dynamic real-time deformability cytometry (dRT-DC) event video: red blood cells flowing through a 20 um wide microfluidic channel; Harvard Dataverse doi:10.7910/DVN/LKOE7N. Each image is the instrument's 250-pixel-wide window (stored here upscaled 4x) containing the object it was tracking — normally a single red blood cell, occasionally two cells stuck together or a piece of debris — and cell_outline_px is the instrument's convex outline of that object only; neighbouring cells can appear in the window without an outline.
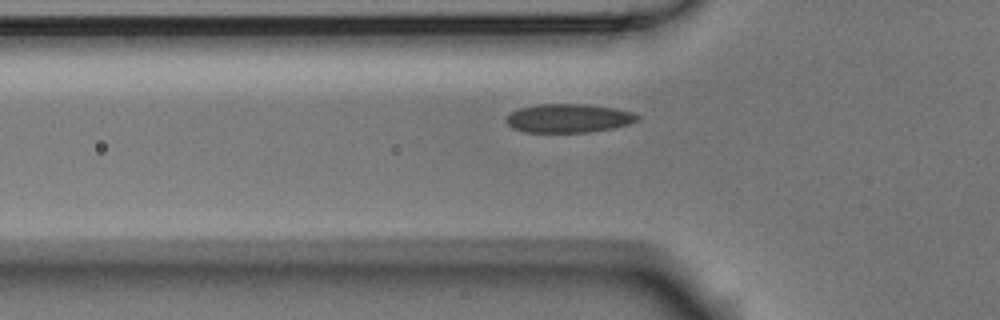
{"species": "Egyptian fruit bat (a non-hibernating species)", "species_latin": "Rousettus aegyptiacus", "temperature_condition": "room temperature", "stored_images_in_passage": 7, "segment_of_instrument_passage": [2, 2], "camera_frame_rate_fps": 3000, "um_per_image_px": 0.085, "animal": {"sex": "male"}, "frame": {"image": 1, "passage_image": 7, "time_ms": 2.0, "image_size_px": [1000, 320], "cell_outline_px": [[640, 120], [628, 124], [612, 128], [588, 132], [524, 132], [512, 128], [504, 120], [512, 112], [520, 108], [536, 104], [584, 104], [616, 108], [632, 112], [640, 116]], "centroid_in_image_um": [48.33, 10.05], "position_along_channel_um": 77.5, "area_um2": 21.96}}